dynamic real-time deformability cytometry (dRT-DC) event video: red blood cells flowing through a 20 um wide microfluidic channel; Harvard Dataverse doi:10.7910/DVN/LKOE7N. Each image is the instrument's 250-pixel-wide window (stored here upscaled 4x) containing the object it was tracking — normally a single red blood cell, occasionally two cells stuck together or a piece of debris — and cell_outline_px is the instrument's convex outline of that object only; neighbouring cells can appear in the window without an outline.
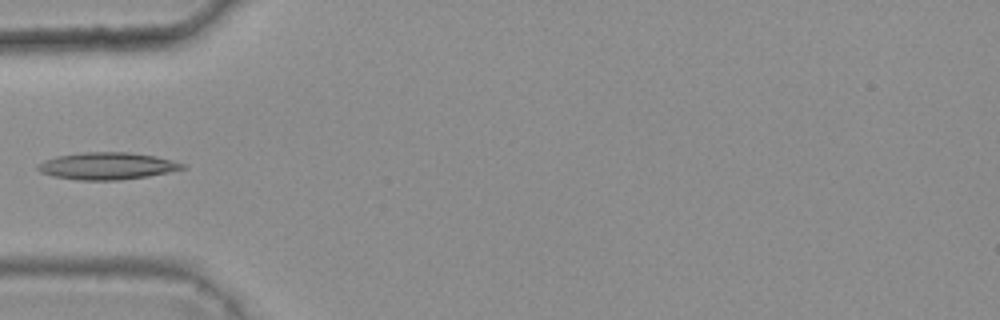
{"species": "common noctule bat (a hibernating species)", "species_latin": "Nyctalus noctula", "temperature_condition": "warm", "stored_images_in_passage": 4, "camera_frame_rate_fps": 3000, "um_per_image_px": 0.085, "animal": {"sex": "female", "body_mass_g": 25.1}, "frame": {"image": 1, "passage_image": 4, "time_ms": 1.0, "image_size_px": [1000, 320], "cell_outline_px": [[188, 168], [148, 176], [120, 180], [80, 180], [52, 176], [40, 172], [36, 168], [36, 164], [44, 160], [56, 156], [84, 152], [128, 152], [156, 156], [172, 160], [184, 164]], "centroid_in_image_um": [9.09, 14.1], "position_along_channel_um": 75.9, "area_um2": 22.95}}